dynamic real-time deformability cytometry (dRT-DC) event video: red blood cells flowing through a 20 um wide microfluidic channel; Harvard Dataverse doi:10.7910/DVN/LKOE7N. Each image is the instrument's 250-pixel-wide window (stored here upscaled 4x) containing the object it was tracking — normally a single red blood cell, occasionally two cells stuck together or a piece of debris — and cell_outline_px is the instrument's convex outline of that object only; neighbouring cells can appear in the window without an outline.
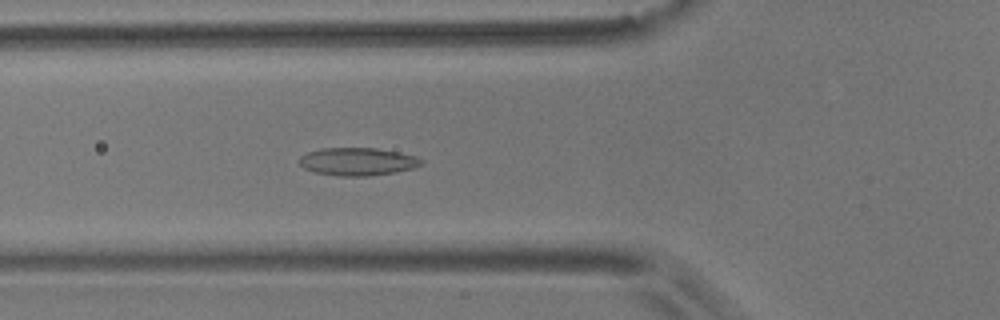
{"species": "common noctule bat (a hibernating species)", "species_latin": "Nyctalus noctula", "temperature_condition": "room temperature", "stored_images_in_passage": 36, "camera_frame_rate_fps": 3000, "um_per_image_px": 0.085, "animal": {"sex": "male", "body_mass_g": 17.9}, "frame": {"image": 1, "passage_image": 4, "time_ms": 1.0, "image_size_px": [1000, 320], "cell_outline_px": [[424, 164], [412, 168], [396, 172], [368, 176], [340, 176], [316, 172], [304, 168], [296, 160], [300, 156], [308, 152], [320, 148], [376, 148], [400, 152], [416, 156], [424, 160]], "centroid_in_image_um": [30.4, 13.73], "position_along_channel_um": 95.4, "area_um2": 19.94}}
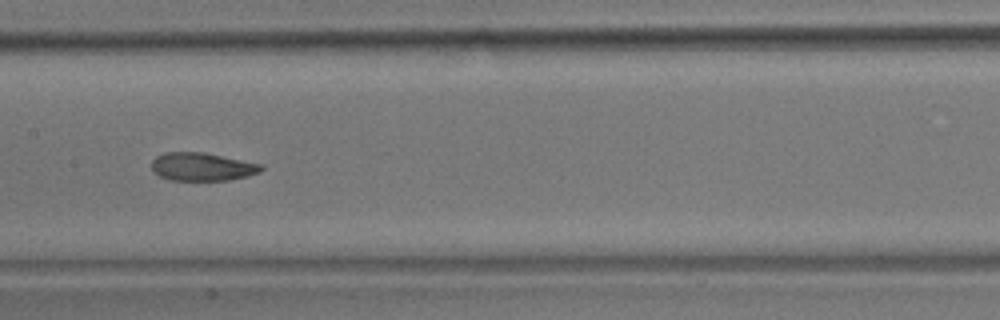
{"frame": {"image": 2, "passage_image": 12, "time_ms": 3.667, "image_size_px": [1000, 320], "cell_outline_px": [[264, 168], [260, 172], [248, 176], [228, 180], [168, 180], [152, 172], [152, 160], [156, 156], [164, 152], [204, 152], [264, 164]], "centroid_in_image_um": [17.19, 14.17], "position_along_channel_um": 190.2, "area_um2": 18.21}}
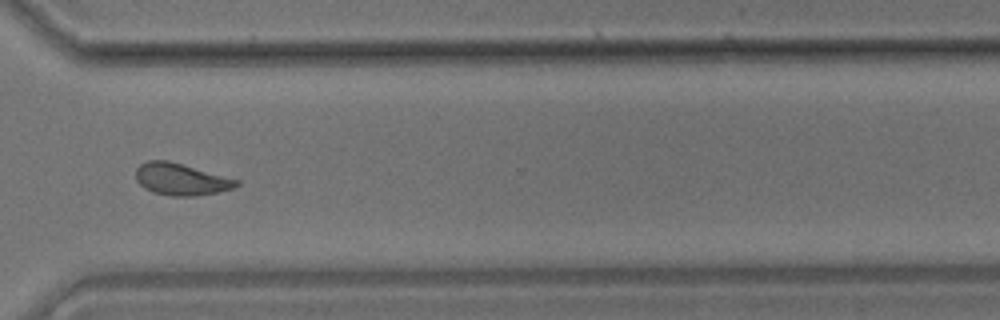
{"frame": {"image": 3, "passage_image": 26, "time_ms": 8.333, "image_size_px": [1000, 320], "cell_outline_px": [[240, 184], [232, 188], [216, 192], [196, 196], [172, 196], [156, 192], [144, 188], [136, 180], [136, 168], [140, 164], [148, 160], [168, 160], [240, 180]], "centroid_in_image_um": [15.38, 15.23], "position_along_channel_um": 355.2, "area_um2": 18.55}, "authors_computed_cell_mechanics": {"area_um2": 18.3226, "velocity_mm_per_s": 3.5307, "shape_relaxation_time_tau1_ms": 4.9114, "shape_relaxation_time_tau2_ms": 2.6805, "deformation_change_tau1": 0.1022, "deformation_change_tau2": 0.0764}}